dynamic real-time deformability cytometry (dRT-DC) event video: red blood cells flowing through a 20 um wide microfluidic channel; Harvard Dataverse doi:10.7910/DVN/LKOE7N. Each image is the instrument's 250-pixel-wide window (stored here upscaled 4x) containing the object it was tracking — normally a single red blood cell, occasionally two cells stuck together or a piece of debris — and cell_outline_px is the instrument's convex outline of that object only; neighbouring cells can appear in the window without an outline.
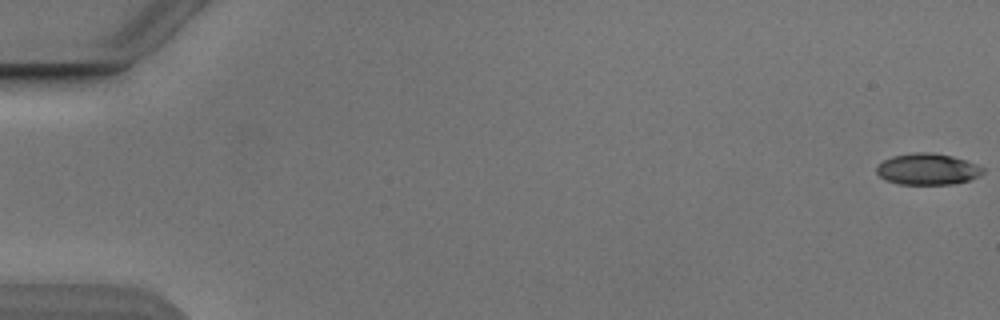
{"species": "Egyptian fruit bat (a non-hibernating species)", "species_latin": "Rousettus aegyptiacus", "temperature_condition": "cold", "stored_images_in_passage": 55, "segment_of_instrument_passage": [1, 2], "camera_frame_rate_fps": 3000, "um_per_image_px": 0.085, "animal": {"sex": "male"}, "frame": {"image": 1, "passage_image": 1, "time_ms": 0.0, "image_size_px": [1000, 320], "cell_outline_px": [[984, 172], [980, 176], [968, 180], [952, 184], [900, 184], [884, 180], [876, 172], [876, 164], [892, 156], [912, 152], [932, 152], [952, 156], [976, 164], [984, 168]], "centroid_in_image_um": [78.81, 14.37], "position_along_channel_um": 6.2, "area_um2": 19.54}}
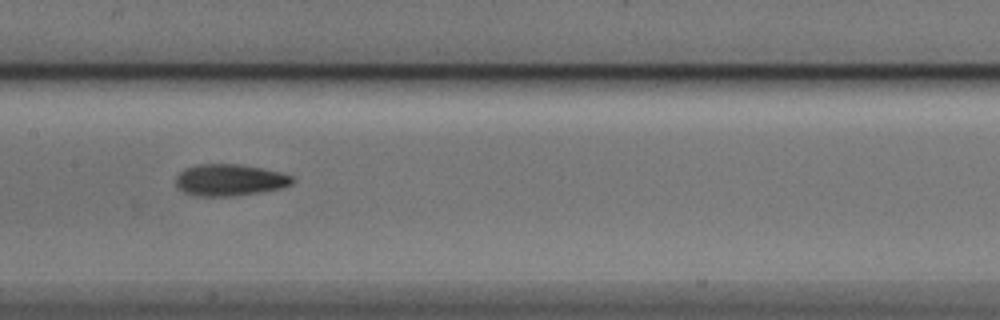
{"frame": {"image": 2, "passage_image": 28, "time_ms": 9.0, "image_size_px": [1000, 320], "cell_outline_px": [[296, 180], [292, 184], [280, 188], [260, 192], [232, 196], [196, 196], [184, 192], [176, 188], [176, 176], [184, 168], [196, 164], [240, 164], [264, 168], [280, 172], [292, 176]], "centroid_in_image_um": [19.51, 15.29], "position_along_channel_um": 187.9, "area_um2": 21.73}}
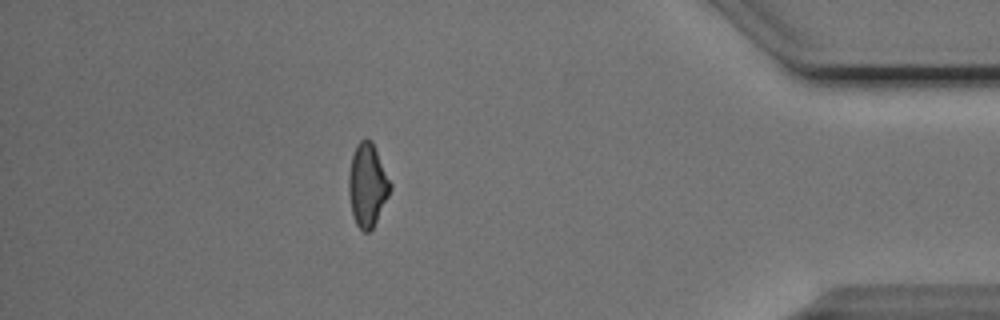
{"frame": {"image": 3, "passage_image": 48, "time_ms": 15.667, "image_size_px": [1000, 320], "cell_outline_px": [[392, 188], [372, 228], [368, 232], [364, 232], [356, 224], [352, 216], [348, 192], [348, 176], [352, 156], [356, 144], [360, 140], [372, 140], [392, 184]], "centroid_in_image_um": [31.22, 15.72], "position_along_channel_um": 404.0, "area_um2": 20.06}}